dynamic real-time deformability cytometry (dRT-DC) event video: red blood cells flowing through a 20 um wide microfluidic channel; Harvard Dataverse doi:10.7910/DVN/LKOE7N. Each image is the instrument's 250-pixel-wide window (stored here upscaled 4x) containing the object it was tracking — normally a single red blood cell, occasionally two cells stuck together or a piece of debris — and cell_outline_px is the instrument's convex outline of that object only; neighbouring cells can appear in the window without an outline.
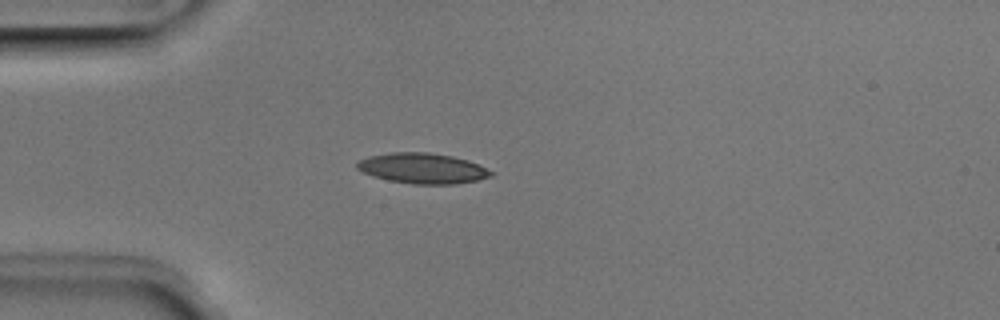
{"species": "Egyptian fruit bat (a non-hibernating species)", "species_latin": "Rousettus aegyptiacus", "temperature_condition": "room temperature", "stored_images_in_passage": 1, "camera_frame_rate_fps": 3000, "um_per_image_px": 0.085, "animal": {"sex": "male"}, "frame": {"image": 1, "passage_image": 1, "time_ms": 0.0, "image_size_px": [1000, 320], "cell_outline_px": [[492, 176], [476, 180], [456, 184], [412, 184], [388, 180], [372, 176], [356, 168], [356, 160], [368, 156], [392, 152], [428, 152], [452, 156], [468, 160], [492, 172]], "centroid_in_image_um": [35.85, 14.3], "position_along_channel_um": 49.2, "area_um2": 23.7}}